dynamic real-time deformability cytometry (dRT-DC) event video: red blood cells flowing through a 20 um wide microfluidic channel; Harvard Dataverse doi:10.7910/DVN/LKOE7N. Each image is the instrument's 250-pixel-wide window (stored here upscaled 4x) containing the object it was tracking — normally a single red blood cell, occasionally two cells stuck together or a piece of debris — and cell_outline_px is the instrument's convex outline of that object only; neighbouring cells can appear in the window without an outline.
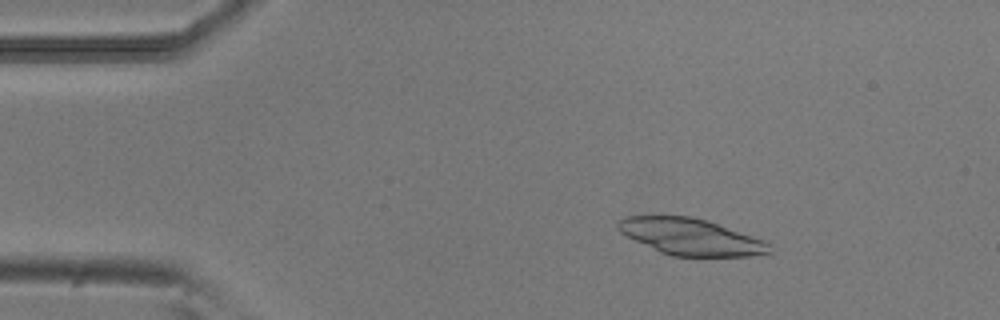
{"species": "common noctule bat (a hibernating species)", "species_latin": "Nyctalus noctula", "temperature_condition": "room temperature", "stored_images_in_passage": 51, "camera_frame_rate_fps": 3000, "um_per_image_px": 0.085, "animal": {"sex": "male", "body_mass_g": 20.5, "forearm_length_mm": 52.5}, "frame": {"image": 1, "passage_image": 8, "time_ms": 2.333, "image_size_px": [1000, 320], "cell_outline_px": [[772, 252], [748, 256], [672, 256], [660, 252], [620, 232], [616, 228], [616, 220], [624, 216], [692, 216], [708, 220], [760, 240], [768, 244]], "centroid_in_image_um": [58.63, 20.11], "position_along_channel_um": 26.4, "area_um2": 31.73}}